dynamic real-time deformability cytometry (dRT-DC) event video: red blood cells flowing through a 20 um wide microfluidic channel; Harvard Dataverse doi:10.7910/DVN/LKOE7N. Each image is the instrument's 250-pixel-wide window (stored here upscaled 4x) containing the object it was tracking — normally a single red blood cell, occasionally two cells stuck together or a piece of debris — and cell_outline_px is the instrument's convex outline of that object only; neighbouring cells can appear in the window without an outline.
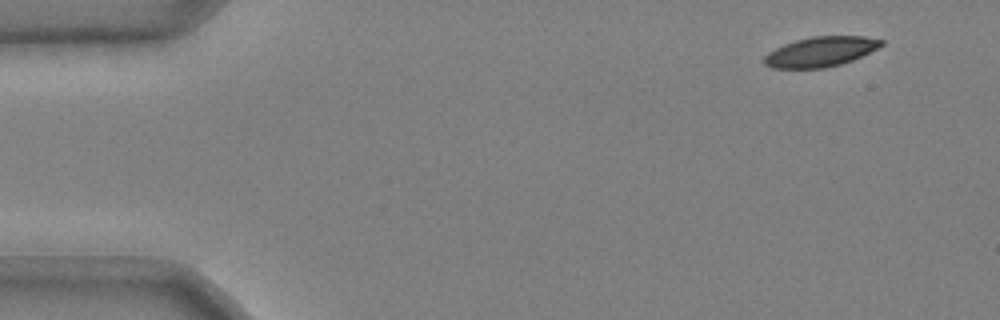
{"species": "common noctule bat (a hibernating species)", "species_latin": "Nyctalus noctula", "temperature_condition": "cold", "stored_images_in_passage": 44, "camera_frame_rate_fps": 3000, "um_per_image_px": 0.085, "animal": {"sex": "male", "body_mass_g": 20.4}, "frame": {"image": 1, "passage_image": 1, "time_ms": 0.0, "image_size_px": [1000, 320], "cell_outline_px": [[884, 44], [852, 60], [840, 64], [824, 68], [772, 68], [764, 64], [764, 56], [768, 52], [784, 44], [796, 40], [812, 36], [864, 36], [884, 40]], "centroid_in_image_um": [69.73, 4.39], "position_along_channel_um": 15.3, "area_um2": 20.23}}
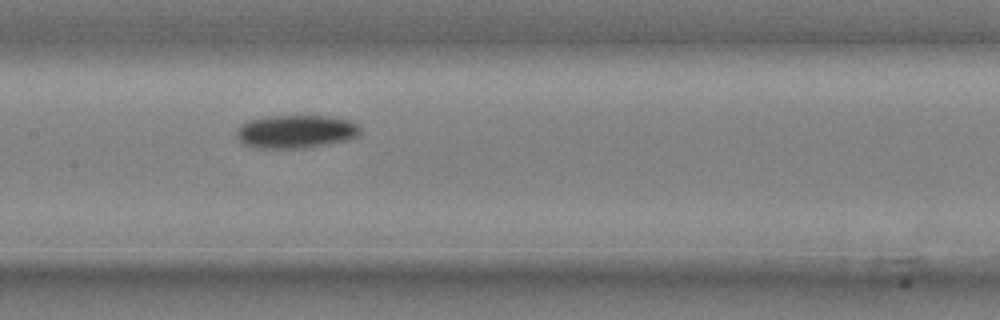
{"frame": {"image": 2, "passage_image": 23, "time_ms": 7.333, "image_size_px": [1000, 320], "cell_outline_px": [[360, 132], [356, 136], [348, 140], [328, 144], [304, 148], [260, 148], [244, 144], [236, 136], [236, 128], [248, 120], [268, 116], [332, 116], [348, 120], [356, 124], [360, 128]], "centroid_in_image_um": [25.13, 11.18], "position_along_channel_um": 182.3, "area_um2": 23.93}}
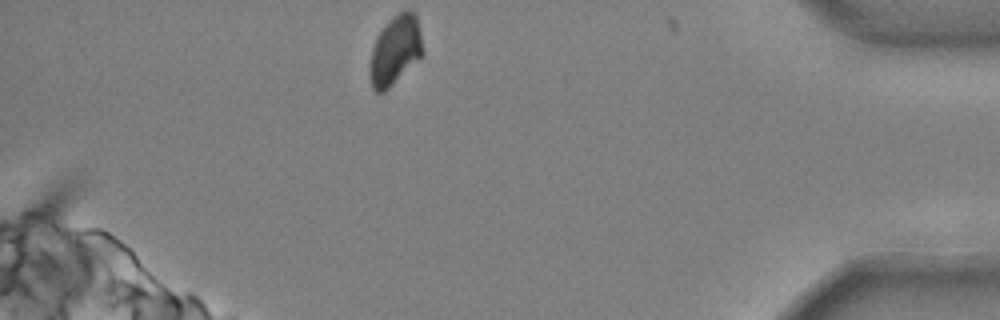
{"frame": {"image": 3, "passage_image": 44, "time_ms": 14.333, "image_size_px": [1000, 320], "cell_outline_px": [[424, 52], [384, 92], [376, 92], [372, 88], [372, 48], [376, 36], [400, 12], [412, 12], [416, 16], [420, 32]], "centroid_in_image_um": [33.61, 4.28], "position_along_channel_um": 401.6, "area_um2": 20.0}, "authors_computed_cell_mechanics": {"area_um2": 22.7732, "velocity_mm_per_s": 3.6873, "shape_relaxation_time_tau1_ms": 3.4073, "shape_relaxation_time_tau2_ms": null, "deformation_change_tau1": 0.1152, "deformation_change_tau2": null}}